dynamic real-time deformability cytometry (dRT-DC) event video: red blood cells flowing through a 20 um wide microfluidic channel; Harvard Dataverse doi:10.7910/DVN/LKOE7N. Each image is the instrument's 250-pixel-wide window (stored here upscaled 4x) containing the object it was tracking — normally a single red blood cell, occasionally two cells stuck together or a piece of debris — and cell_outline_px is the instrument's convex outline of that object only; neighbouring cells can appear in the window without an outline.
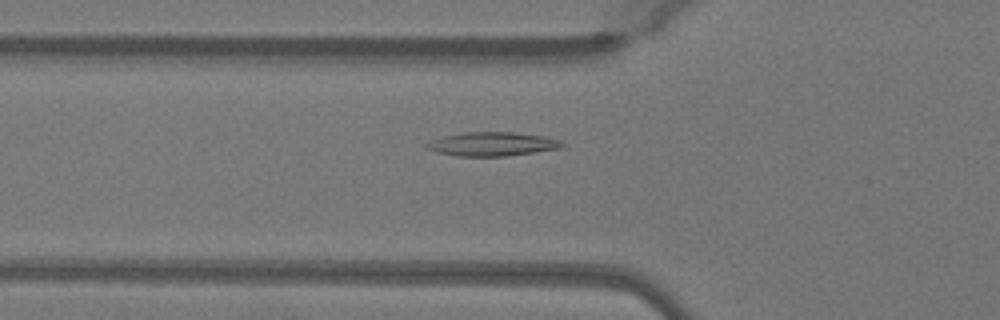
{"species": "Egyptian fruit bat (a non-hibernating species)", "species_latin": "Rousettus aegyptiacus", "temperature_condition": "warm", "stored_images_in_passage": 38, "camera_frame_rate_fps": 3000, "um_per_image_px": 0.085, "animal": {"sex": "female"}, "frame": {"image": 1, "passage_image": 12, "time_ms": 3.667, "image_size_px": [1000, 320], "cell_outline_px": [[564, 144], [560, 148], [504, 156], [456, 156], [436, 152], [424, 148], [424, 144], [432, 140], [444, 136], [464, 132], [516, 132], [544, 136], [560, 140]], "centroid_in_image_um": [41.79, 12.24], "position_along_channel_um": 84.0, "area_um2": 18.79}}
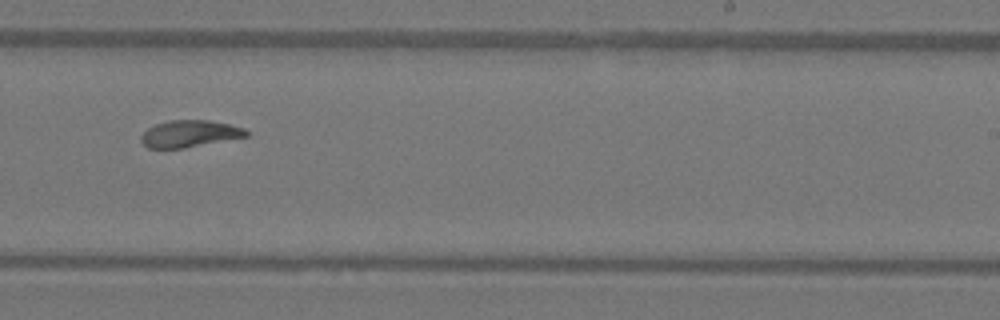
{"frame": {"image": 2, "passage_image": 26, "time_ms": 8.333, "image_size_px": [1000, 320], "cell_outline_px": [[248, 136], [184, 148], [148, 148], [140, 140], [140, 136], [148, 128], [156, 124], [168, 120], [208, 120], [228, 124], [244, 128], [248, 132]], "centroid_in_image_um": [16.1, 11.36], "position_along_channel_um": 272.9, "area_um2": 16.36}}
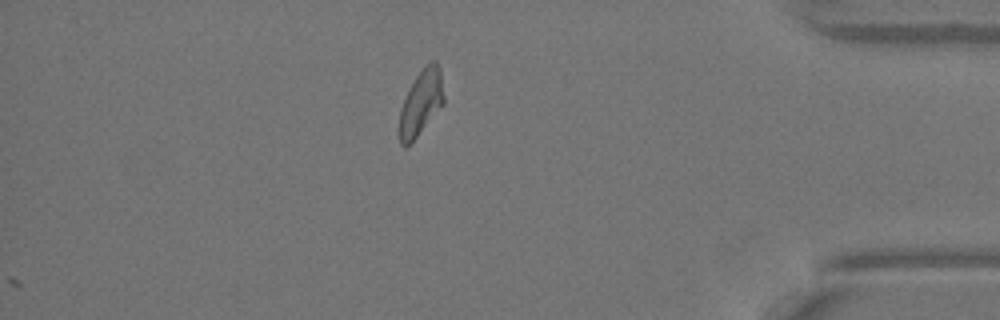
{"frame": {"image": 3, "passage_image": 38, "time_ms": 12.333, "image_size_px": [1000, 320], "cell_outline_px": [[444, 104], [416, 136], [404, 148], [400, 144], [400, 108], [416, 76], [424, 64], [432, 60], [436, 60], [440, 68], [444, 96]], "centroid_in_image_um": [35.81, 8.67], "position_along_channel_um": 399.4, "area_um2": 16.59}, "authors_computed_cell_mechanics": {"area_um2": 17.3978, "velocity_mm_per_s": 4.0339, "shape_relaxation_time_tau1_ms": null, "shape_relaxation_time_tau2_ms": 2.8721, "deformation_change_tau1": null, "deformation_change_tau2": 0.0857}}